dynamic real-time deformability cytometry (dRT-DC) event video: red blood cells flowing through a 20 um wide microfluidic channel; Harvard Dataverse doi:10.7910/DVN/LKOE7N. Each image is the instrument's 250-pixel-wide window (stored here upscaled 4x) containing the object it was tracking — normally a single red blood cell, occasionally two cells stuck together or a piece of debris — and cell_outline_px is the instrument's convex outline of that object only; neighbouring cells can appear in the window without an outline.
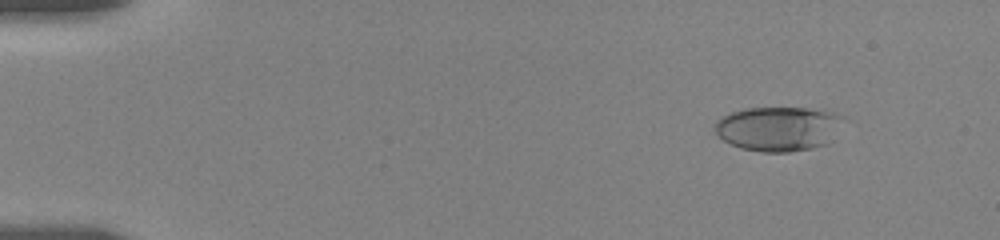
{"species": "human", "species_latin": "Homo sapiens", "temperature_condition": "room temperature", "stored_images_in_passage": 27, "camera_frame_rate_fps": 3000, "um_per_image_px": 0.085, "donor": {"sex": "female"}, "frame": {"image": 1, "passage_image": 3, "time_ms": 1.0, "image_size_px": [1000, 240], "cell_outline_px": [[836, 116], [832, 140], [828, 144], [812, 148], [788, 152], [760, 152], [740, 148], [724, 140], [716, 132], [716, 120], [720, 116], [744, 108], [804, 108], [828, 112]], "centroid_in_image_um": [66.01, 10.96], "position_along_channel_um": 19.0, "area_um2": 32.31}}
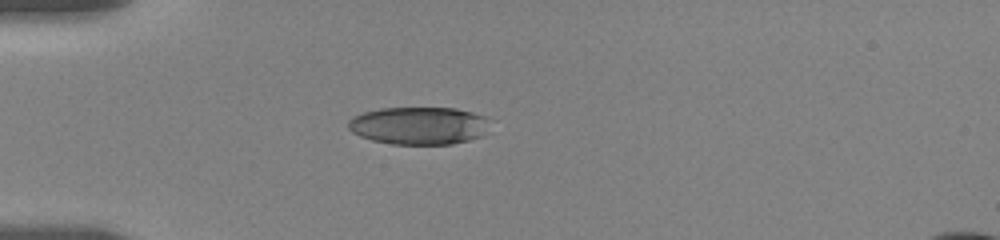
{"frame": {"image": 2, "passage_image": 18, "time_ms": 4.333, "image_size_px": [1000, 240], "cell_outline_px": [[484, 120], [480, 136], [468, 140], [452, 144], [392, 144], [372, 140], [360, 136], [352, 132], [348, 128], [348, 120], [352, 116], [364, 112], [380, 108], [456, 108], [472, 112], [484, 116]], "centroid_in_image_um": [35.48, 10.67], "position_along_channel_um": 49.5, "area_um2": 30.58}}
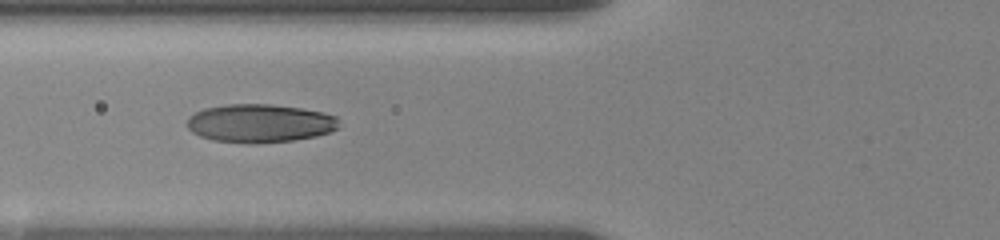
{"frame": {"image": 3, "passage_image": 26, "time_ms": 6.333, "image_size_px": [1000, 240], "cell_outline_px": [[340, 128], [332, 132], [316, 136], [292, 140], [256, 144], [252, 144], [212, 140], [200, 136], [192, 132], [188, 128], [188, 116], [204, 108], [228, 104], [272, 104], [300, 108], [324, 112], [336, 116]], "centroid_in_image_um": [22.11, 10.48], "position_along_channel_um": 103.7, "area_um2": 34.22}}